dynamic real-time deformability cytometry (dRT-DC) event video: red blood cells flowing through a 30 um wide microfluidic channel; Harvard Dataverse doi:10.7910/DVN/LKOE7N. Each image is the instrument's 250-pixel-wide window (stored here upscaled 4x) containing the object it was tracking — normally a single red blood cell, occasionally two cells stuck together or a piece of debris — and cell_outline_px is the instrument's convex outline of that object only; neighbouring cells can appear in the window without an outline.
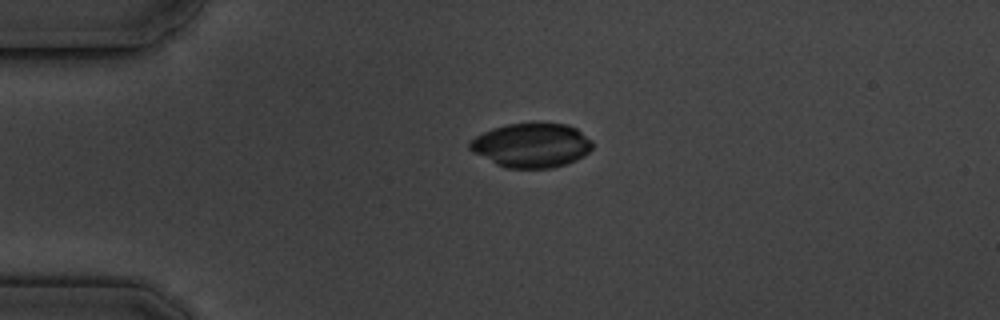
{"species": "common noctule bat (a hibernating species)", "species_latin": "Nyctalus noctula", "temperature_condition": "cold", "stored_images_in_passage": 3, "camera_frame_rate_fps": 3000, "um_per_image_px": 0.085, "animal": {"sex": "male", "body_mass_g": 19.5, "forearm_length_mm": 54.6}, "frame": {"image": 1, "passage_image": 1, "time_ms": 0.0, "image_size_px": [1000, 320], "cell_outline_px": [[592, 148], [584, 156], [576, 160], [552, 168], [504, 168], [472, 152], [468, 148], [468, 144], [476, 136], [492, 128], [508, 124], [568, 124], [576, 128], [592, 140]], "centroid_in_image_um": [45.17, 12.36], "position_along_channel_um": 39.8, "area_um2": 31.5}}